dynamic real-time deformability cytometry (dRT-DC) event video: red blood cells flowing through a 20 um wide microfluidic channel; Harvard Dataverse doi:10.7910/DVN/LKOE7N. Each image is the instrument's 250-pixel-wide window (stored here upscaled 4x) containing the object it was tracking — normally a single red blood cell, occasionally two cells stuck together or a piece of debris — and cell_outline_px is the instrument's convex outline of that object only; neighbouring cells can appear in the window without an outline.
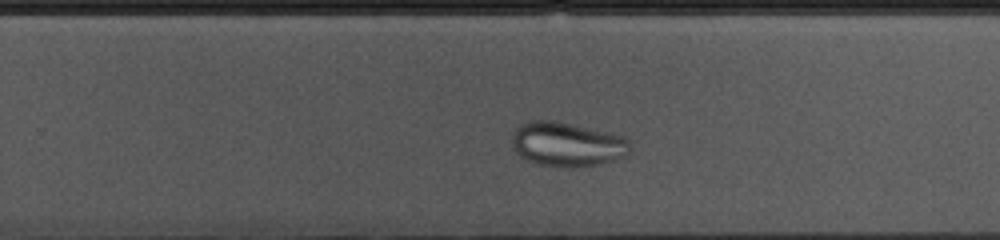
{"species": "common noctule bat (a hibernating species)", "species_latin": "Nyctalus noctula", "temperature_condition": "cold", "stored_images_in_passage": 36, "camera_frame_rate_fps": 3000, "um_per_image_px": 0.085, "animal": {"sex": "female", "body_mass_g": 10.0, "forearm_length_mm": 53.1}, "frame": {"image": 1, "passage_image": 26, "time_ms": 8.333, "image_size_px": [1000, 240], "cell_outline_px": [[632, 152], [624, 156], [600, 164], [576, 168], [540, 164], [528, 160], [520, 156], [516, 152], [512, 144], [512, 132], [520, 124], [528, 120], [556, 120], [624, 136], [632, 144]], "centroid_in_image_um": [48.22, 12.25], "position_along_channel_um": 281.6, "area_um2": 30.81}}